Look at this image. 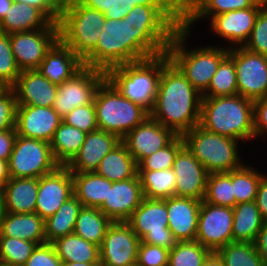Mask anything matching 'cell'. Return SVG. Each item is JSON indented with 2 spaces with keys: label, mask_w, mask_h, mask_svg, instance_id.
<instances>
[{
  "label": "cell",
  "mask_w": 267,
  "mask_h": 266,
  "mask_svg": "<svg viewBox=\"0 0 267 266\" xmlns=\"http://www.w3.org/2000/svg\"><path fill=\"white\" fill-rule=\"evenodd\" d=\"M96 47L84 66L107 72L112 67L167 52L181 26L179 0H113Z\"/></svg>",
  "instance_id": "obj_1"
},
{
  "label": "cell",
  "mask_w": 267,
  "mask_h": 266,
  "mask_svg": "<svg viewBox=\"0 0 267 266\" xmlns=\"http://www.w3.org/2000/svg\"><path fill=\"white\" fill-rule=\"evenodd\" d=\"M202 95L169 61L163 68L150 117L176 135L199 125Z\"/></svg>",
  "instance_id": "obj_2"
},
{
  "label": "cell",
  "mask_w": 267,
  "mask_h": 266,
  "mask_svg": "<svg viewBox=\"0 0 267 266\" xmlns=\"http://www.w3.org/2000/svg\"><path fill=\"white\" fill-rule=\"evenodd\" d=\"M113 0H64L59 39L83 60L97 45Z\"/></svg>",
  "instance_id": "obj_3"
},
{
  "label": "cell",
  "mask_w": 267,
  "mask_h": 266,
  "mask_svg": "<svg viewBox=\"0 0 267 266\" xmlns=\"http://www.w3.org/2000/svg\"><path fill=\"white\" fill-rule=\"evenodd\" d=\"M253 110L254 101L238 94L202 97L199 126L242 143L250 142L255 140Z\"/></svg>",
  "instance_id": "obj_4"
},
{
  "label": "cell",
  "mask_w": 267,
  "mask_h": 266,
  "mask_svg": "<svg viewBox=\"0 0 267 266\" xmlns=\"http://www.w3.org/2000/svg\"><path fill=\"white\" fill-rule=\"evenodd\" d=\"M191 35L182 25L174 33L168 46L169 60L181 71L191 85L202 95L208 88L221 61L228 55L225 45L187 46Z\"/></svg>",
  "instance_id": "obj_5"
},
{
  "label": "cell",
  "mask_w": 267,
  "mask_h": 266,
  "mask_svg": "<svg viewBox=\"0 0 267 266\" xmlns=\"http://www.w3.org/2000/svg\"><path fill=\"white\" fill-rule=\"evenodd\" d=\"M167 53L112 67L106 78L126 98L149 113L154 107L162 68L169 62Z\"/></svg>",
  "instance_id": "obj_6"
},
{
  "label": "cell",
  "mask_w": 267,
  "mask_h": 266,
  "mask_svg": "<svg viewBox=\"0 0 267 266\" xmlns=\"http://www.w3.org/2000/svg\"><path fill=\"white\" fill-rule=\"evenodd\" d=\"M94 104L98 129L121 140L150 116L145 108L124 97L107 78L98 87Z\"/></svg>",
  "instance_id": "obj_7"
},
{
  "label": "cell",
  "mask_w": 267,
  "mask_h": 266,
  "mask_svg": "<svg viewBox=\"0 0 267 266\" xmlns=\"http://www.w3.org/2000/svg\"><path fill=\"white\" fill-rule=\"evenodd\" d=\"M185 146L205 167L209 174L228 173L240 168L239 140L209 132L197 125L183 136Z\"/></svg>",
  "instance_id": "obj_8"
},
{
  "label": "cell",
  "mask_w": 267,
  "mask_h": 266,
  "mask_svg": "<svg viewBox=\"0 0 267 266\" xmlns=\"http://www.w3.org/2000/svg\"><path fill=\"white\" fill-rule=\"evenodd\" d=\"M127 223L142 243L171 250L178 242L168 228L166 199L143 198Z\"/></svg>",
  "instance_id": "obj_9"
},
{
  "label": "cell",
  "mask_w": 267,
  "mask_h": 266,
  "mask_svg": "<svg viewBox=\"0 0 267 266\" xmlns=\"http://www.w3.org/2000/svg\"><path fill=\"white\" fill-rule=\"evenodd\" d=\"M8 166L10 178H40L60 164L49 142L17 135Z\"/></svg>",
  "instance_id": "obj_10"
},
{
  "label": "cell",
  "mask_w": 267,
  "mask_h": 266,
  "mask_svg": "<svg viewBox=\"0 0 267 266\" xmlns=\"http://www.w3.org/2000/svg\"><path fill=\"white\" fill-rule=\"evenodd\" d=\"M106 79V72L83 66L70 79L58 86L53 108L63 118L74 108L94 101L96 91Z\"/></svg>",
  "instance_id": "obj_11"
},
{
  "label": "cell",
  "mask_w": 267,
  "mask_h": 266,
  "mask_svg": "<svg viewBox=\"0 0 267 266\" xmlns=\"http://www.w3.org/2000/svg\"><path fill=\"white\" fill-rule=\"evenodd\" d=\"M233 59L238 95L257 100L267 96V56L249 51L243 46L229 49Z\"/></svg>",
  "instance_id": "obj_12"
},
{
  "label": "cell",
  "mask_w": 267,
  "mask_h": 266,
  "mask_svg": "<svg viewBox=\"0 0 267 266\" xmlns=\"http://www.w3.org/2000/svg\"><path fill=\"white\" fill-rule=\"evenodd\" d=\"M233 208L209 204L202 200L195 241L211 252L233 242Z\"/></svg>",
  "instance_id": "obj_13"
},
{
  "label": "cell",
  "mask_w": 267,
  "mask_h": 266,
  "mask_svg": "<svg viewBox=\"0 0 267 266\" xmlns=\"http://www.w3.org/2000/svg\"><path fill=\"white\" fill-rule=\"evenodd\" d=\"M58 40L59 28H41L10 34L11 49L18 68L21 71L37 69Z\"/></svg>",
  "instance_id": "obj_14"
},
{
  "label": "cell",
  "mask_w": 267,
  "mask_h": 266,
  "mask_svg": "<svg viewBox=\"0 0 267 266\" xmlns=\"http://www.w3.org/2000/svg\"><path fill=\"white\" fill-rule=\"evenodd\" d=\"M139 237L127 222H113L99 246L103 266H133L137 263Z\"/></svg>",
  "instance_id": "obj_15"
},
{
  "label": "cell",
  "mask_w": 267,
  "mask_h": 266,
  "mask_svg": "<svg viewBox=\"0 0 267 266\" xmlns=\"http://www.w3.org/2000/svg\"><path fill=\"white\" fill-rule=\"evenodd\" d=\"M263 8L258 2L254 7L228 11L212 16L208 28L216 37L227 41V48L244 46L253 30L259 11Z\"/></svg>",
  "instance_id": "obj_16"
},
{
  "label": "cell",
  "mask_w": 267,
  "mask_h": 266,
  "mask_svg": "<svg viewBox=\"0 0 267 266\" xmlns=\"http://www.w3.org/2000/svg\"><path fill=\"white\" fill-rule=\"evenodd\" d=\"M73 195L72 173L66 166L60 165L53 172L38 178L35 213L45 221Z\"/></svg>",
  "instance_id": "obj_17"
},
{
  "label": "cell",
  "mask_w": 267,
  "mask_h": 266,
  "mask_svg": "<svg viewBox=\"0 0 267 266\" xmlns=\"http://www.w3.org/2000/svg\"><path fill=\"white\" fill-rule=\"evenodd\" d=\"M143 198L138 174L123 181L108 180L107 199L99 209L112 222H127Z\"/></svg>",
  "instance_id": "obj_18"
},
{
  "label": "cell",
  "mask_w": 267,
  "mask_h": 266,
  "mask_svg": "<svg viewBox=\"0 0 267 266\" xmlns=\"http://www.w3.org/2000/svg\"><path fill=\"white\" fill-rule=\"evenodd\" d=\"M62 121L53 107L18 105L15 130L21 137L50 143Z\"/></svg>",
  "instance_id": "obj_19"
},
{
  "label": "cell",
  "mask_w": 267,
  "mask_h": 266,
  "mask_svg": "<svg viewBox=\"0 0 267 266\" xmlns=\"http://www.w3.org/2000/svg\"><path fill=\"white\" fill-rule=\"evenodd\" d=\"M172 169L176 176V196L203 200L209 173L185 145L178 151Z\"/></svg>",
  "instance_id": "obj_20"
},
{
  "label": "cell",
  "mask_w": 267,
  "mask_h": 266,
  "mask_svg": "<svg viewBox=\"0 0 267 266\" xmlns=\"http://www.w3.org/2000/svg\"><path fill=\"white\" fill-rule=\"evenodd\" d=\"M177 135L150 116L121 141L138 164L143 158L167 146Z\"/></svg>",
  "instance_id": "obj_21"
},
{
  "label": "cell",
  "mask_w": 267,
  "mask_h": 266,
  "mask_svg": "<svg viewBox=\"0 0 267 266\" xmlns=\"http://www.w3.org/2000/svg\"><path fill=\"white\" fill-rule=\"evenodd\" d=\"M11 89L15 93L17 105L53 107L58 86L33 69L21 71Z\"/></svg>",
  "instance_id": "obj_22"
},
{
  "label": "cell",
  "mask_w": 267,
  "mask_h": 266,
  "mask_svg": "<svg viewBox=\"0 0 267 266\" xmlns=\"http://www.w3.org/2000/svg\"><path fill=\"white\" fill-rule=\"evenodd\" d=\"M120 142L116 135L100 129L89 132L81 149L66 167L71 173L95 172L102 158Z\"/></svg>",
  "instance_id": "obj_23"
},
{
  "label": "cell",
  "mask_w": 267,
  "mask_h": 266,
  "mask_svg": "<svg viewBox=\"0 0 267 266\" xmlns=\"http://www.w3.org/2000/svg\"><path fill=\"white\" fill-rule=\"evenodd\" d=\"M201 202L177 196L166 199L168 228L178 242L195 241Z\"/></svg>",
  "instance_id": "obj_24"
},
{
  "label": "cell",
  "mask_w": 267,
  "mask_h": 266,
  "mask_svg": "<svg viewBox=\"0 0 267 266\" xmlns=\"http://www.w3.org/2000/svg\"><path fill=\"white\" fill-rule=\"evenodd\" d=\"M83 66V61L59 39L46 53L37 70L52 84L59 86Z\"/></svg>",
  "instance_id": "obj_25"
},
{
  "label": "cell",
  "mask_w": 267,
  "mask_h": 266,
  "mask_svg": "<svg viewBox=\"0 0 267 266\" xmlns=\"http://www.w3.org/2000/svg\"><path fill=\"white\" fill-rule=\"evenodd\" d=\"M258 0H183L181 2V25L192 32L197 22L228 11L254 7ZM201 19V20H200Z\"/></svg>",
  "instance_id": "obj_26"
},
{
  "label": "cell",
  "mask_w": 267,
  "mask_h": 266,
  "mask_svg": "<svg viewBox=\"0 0 267 266\" xmlns=\"http://www.w3.org/2000/svg\"><path fill=\"white\" fill-rule=\"evenodd\" d=\"M41 28H59V24L53 23L40 9L15 1L0 22V31L7 34Z\"/></svg>",
  "instance_id": "obj_27"
},
{
  "label": "cell",
  "mask_w": 267,
  "mask_h": 266,
  "mask_svg": "<svg viewBox=\"0 0 267 266\" xmlns=\"http://www.w3.org/2000/svg\"><path fill=\"white\" fill-rule=\"evenodd\" d=\"M0 236L32 241L38 245L46 243L44 220L35 212H5L0 218Z\"/></svg>",
  "instance_id": "obj_28"
},
{
  "label": "cell",
  "mask_w": 267,
  "mask_h": 266,
  "mask_svg": "<svg viewBox=\"0 0 267 266\" xmlns=\"http://www.w3.org/2000/svg\"><path fill=\"white\" fill-rule=\"evenodd\" d=\"M2 191L5 212L23 214L35 212L38 178H10Z\"/></svg>",
  "instance_id": "obj_29"
},
{
  "label": "cell",
  "mask_w": 267,
  "mask_h": 266,
  "mask_svg": "<svg viewBox=\"0 0 267 266\" xmlns=\"http://www.w3.org/2000/svg\"><path fill=\"white\" fill-rule=\"evenodd\" d=\"M95 173L111 182L123 181L138 174V165L121 141L102 158Z\"/></svg>",
  "instance_id": "obj_30"
},
{
  "label": "cell",
  "mask_w": 267,
  "mask_h": 266,
  "mask_svg": "<svg viewBox=\"0 0 267 266\" xmlns=\"http://www.w3.org/2000/svg\"><path fill=\"white\" fill-rule=\"evenodd\" d=\"M264 220L256 202H245L233 207V242L254 243Z\"/></svg>",
  "instance_id": "obj_31"
},
{
  "label": "cell",
  "mask_w": 267,
  "mask_h": 266,
  "mask_svg": "<svg viewBox=\"0 0 267 266\" xmlns=\"http://www.w3.org/2000/svg\"><path fill=\"white\" fill-rule=\"evenodd\" d=\"M73 193L83 207L99 208L107 199L108 179L95 172L72 173Z\"/></svg>",
  "instance_id": "obj_32"
},
{
  "label": "cell",
  "mask_w": 267,
  "mask_h": 266,
  "mask_svg": "<svg viewBox=\"0 0 267 266\" xmlns=\"http://www.w3.org/2000/svg\"><path fill=\"white\" fill-rule=\"evenodd\" d=\"M52 245L62 262H100L99 246L75 233L56 239Z\"/></svg>",
  "instance_id": "obj_33"
},
{
  "label": "cell",
  "mask_w": 267,
  "mask_h": 266,
  "mask_svg": "<svg viewBox=\"0 0 267 266\" xmlns=\"http://www.w3.org/2000/svg\"><path fill=\"white\" fill-rule=\"evenodd\" d=\"M83 205L73 195L65 201L58 211L44 221L45 238L52 243L58 238L74 233L77 216Z\"/></svg>",
  "instance_id": "obj_34"
},
{
  "label": "cell",
  "mask_w": 267,
  "mask_h": 266,
  "mask_svg": "<svg viewBox=\"0 0 267 266\" xmlns=\"http://www.w3.org/2000/svg\"><path fill=\"white\" fill-rule=\"evenodd\" d=\"M86 132L61 122L50 142L53 155L61 166H66L83 145Z\"/></svg>",
  "instance_id": "obj_35"
},
{
  "label": "cell",
  "mask_w": 267,
  "mask_h": 266,
  "mask_svg": "<svg viewBox=\"0 0 267 266\" xmlns=\"http://www.w3.org/2000/svg\"><path fill=\"white\" fill-rule=\"evenodd\" d=\"M144 198L164 200L176 196V176L171 168L138 170Z\"/></svg>",
  "instance_id": "obj_36"
},
{
  "label": "cell",
  "mask_w": 267,
  "mask_h": 266,
  "mask_svg": "<svg viewBox=\"0 0 267 266\" xmlns=\"http://www.w3.org/2000/svg\"><path fill=\"white\" fill-rule=\"evenodd\" d=\"M112 223L99 208L82 207L76 219L74 233L100 246Z\"/></svg>",
  "instance_id": "obj_37"
},
{
  "label": "cell",
  "mask_w": 267,
  "mask_h": 266,
  "mask_svg": "<svg viewBox=\"0 0 267 266\" xmlns=\"http://www.w3.org/2000/svg\"><path fill=\"white\" fill-rule=\"evenodd\" d=\"M244 163L240 168L232 170V184L235 195V205L255 201L257 189L264 174L254 166Z\"/></svg>",
  "instance_id": "obj_38"
},
{
  "label": "cell",
  "mask_w": 267,
  "mask_h": 266,
  "mask_svg": "<svg viewBox=\"0 0 267 266\" xmlns=\"http://www.w3.org/2000/svg\"><path fill=\"white\" fill-rule=\"evenodd\" d=\"M237 94L238 88L234 61L227 55L218 66L202 97H223Z\"/></svg>",
  "instance_id": "obj_39"
},
{
  "label": "cell",
  "mask_w": 267,
  "mask_h": 266,
  "mask_svg": "<svg viewBox=\"0 0 267 266\" xmlns=\"http://www.w3.org/2000/svg\"><path fill=\"white\" fill-rule=\"evenodd\" d=\"M203 201L223 207L235 206L232 171L208 174Z\"/></svg>",
  "instance_id": "obj_40"
},
{
  "label": "cell",
  "mask_w": 267,
  "mask_h": 266,
  "mask_svg": "<svg viewBox=\"0 0 267 266\" xmlns=\"http://www.w3.org/2000/svg\"><path fill=\"white\" fill-rule=\"evenodd\" d=\"M216 253L224 266H263L254 243L232 242Z\"/></svg>",
  "instance_id": "obj_41"
},
{
  "label": "cell",
  "mask_w": 267,
  "mask_h": 266,
  "mask_svg": "<svg viewBox=\"0 0 267 266\" xmlns=\"http://www.w3.org/2000/svg\"><path fill=\"white\" fill-rule=\"evenodd\" d=\"M211 253L197 241L177 242L176 246L169 250L168 266H203Z\"/></svg>",
  "instance_id": "obj_42"
},
{
  "label": "cell",
  "mask_w": 267,
  "mask_h": 266,
  "mask_svg": "<svg viewBox=\"0 0 267 266\" xmlns=\"http://www.w3.org/2000/svg\"><path fill=\"white\" fill-rule=\"evenodd\" d=\"M38 244L19 238L0 236V261L23 266Z\"/></svg>",
  "instance_id": "obj_43"
},
{
  "label": "cell",
  "mask_w": 267,
  "mask_h": 266,
  "mask_svg": "<svg viewBox=\"0 0 267 266\" xmlns=\"http://www.w3.org/2000/svg\"><path fill=\"white\" fill-rule=\"evenodd\" d=\"M184 139L177 135L167 146L143 158L137 165L138 170H164L171 168L178 151L184 146Z\"/></svg>",
  "instance_id": "obj_44"
},
{
  "label": "cell",
  "mask_w": 267,
  "mask_h": 266,
  "mask_svg": "<svg viewBox=\"0 0 267 266\" xmlns=\"http://www.w3.org/2000/svg\"><path fill=\"white\" fill-rule=\"evenodd\" d=\"M20 72L11 49L10 34L0 31V82L11 88Z\"/></svg>",
  "instance_id": "obj_45"
},
{
  "label": "cell",
  "mask_w": 267,
  "mask_h": 266,
  "mask_svg": "<svg viewBox=\"0 0 267 266\" xmlns=\"http://www.w3.org/2000/svg\"><path fill=\"white\" fill-rule=\"evenodd\" d=\"M62 120L66 124L86 133L98 130L94 101L87 105L74 108Z\"/></svg>",
  "instance_id": "obj_46"
},
{
  "label": "cell",
  "mask_w": 267,
  "mask_h": 266,
  "mask_svg": "<svg viewBox=\"0 0 267 266\" xmlns=\"http://www.w3.org/2000/svg\"><path fill=\"white\" fill-rule=\"evenodd\" d=\"M243 47L267 56V8L263 7L259 11L250 37Z\"/></svg>",
  "instance_id": "obj_47"
},
{
  "label": "cell",
  "mask_w": 267,
  "mask_h": 266,
  "mask_svg": "<svg viewBox=\"0 0 267 266\" xmlns=\"http://www.w3.org/2000/svg\"><path fill=\"white\" fill-rule=\"evenodd\" d=\"M169 250L147 243H139L137 266H168Z\"/></svg>",
  "instance_id": "obj_48"
},
{
  "label": "cell",
  "mask_w": 267,
  "mask_h": 266,
  "mask_svg": "<svg viewBox=\"0 0 267 266\" xmlns=\"http://www.w3.org/2000/svg\"><path fill=\"white\" fill-rule=\"evenodd\" d=\"M17 106L15 93L9 88L0 96V131L15 130Z\"/></svg>",
  "instance_id": "obj_49"
},
{
  "label": "cell",
  "mask_w": 267,
  "mask_h": 266,
  "mask_svg": "<svg viewBox=\"0 0 267 266\" xmlns=\"http://www.w3.org/2000/svg\"><path fill=\"white\" fill-rule=\"evenodd\" d=\"M61 264L62 261L52 243L46 242L35 247L23 266H61Z\"/></svg>",
  "instance_id": "obj_50"
},
{
  "label": "cell",
  "mask_w": 267,
  "mask_h": 266,
  "mask_svg": "<svg viewBox=\"0 0 267 266\" xmlns=\"http://www.w3.org/2000/svg\"><path fill=\"white\" fill-rule=\"evenodd\" d=\"M40 9L53 23H59L64 0H14Z\"/></svg>",
  "instance_id": "obj_51"
},
{
  "label": "cell",
  "mask_w": 267,
  "mask_h": 266,
  "mask_svg": "<svg viewBox=\"0 0 267 266\" xmlns=\"http://www.w3.org/2000/svg\"><path fill=\"white\" fill-rule=\"evenodd\" d=\"M254 134L257 138L267 136V96L254 100ZM257 137V138H256Z\"/></svg>",
  "instance_id": "obj_52"
},
{
  "label": "cell",
  "mask_w": 267,
  "mask_h": 266,
  "mask_svg": "<svg viewBox=\"0 0 267 266\" xmlns=\"http://www.w3.org/2000/svg\"><path fill=\"white\" fill-rule=\"evenodd\" d=\"M16 137V130L0 131V159L9 161Z\"/></svg>",
  "instance_id": "obj_53"
},
{
  "label": "cell",
  "mask_w": 267,
  "mask_h": 266,
  "mask_svg": "<svg viewBox=\"0 0 267 266\" xmlns=\"http://www.w3.org/2000/svg\"><path fill=\"white\" fill-rule=\"evenodd\" d=\"M255 202L263 220L267 222V174L265 172L259 182Z\"/></svg>",
  "instance_id": "obj_54"
},
{
  "label": "cell",
  "mask_w": 267,
  "mask_h": 266,
  "mask_svg": "<svg viewBox=\"0 0 267 266\" xmlns=\"http://www.w3.org/2000/svg\"><path fill=\"white\" fill-rule=\"evenodd\" d=\"M263 266H267V222H264L254 242Z\"/></svg>",
  "instance_id": "obj_55"
},
{
  "label": "cell",
  "mask_w": 267,
  "mask_h": 266,
  "mask_svg": "<svg viewBox=\"0 0 267 266\" xmlns=\"http://www.w3.org/2000/svg\"><path fill=\"white\" fill-rule=\"evenodd\" d=\"M10 179L8 161L0 159V188Z\"/></svg>",
  "instance_id": "obj_56"
},
{
  "label": "cell",
  "mask_w": 267,
  "mask_h": 266,
  "mask_svg": "<svg viewBox=\"0 0 267 266\" xmlns=\"http://www.w3.org/2000/svg\"><path fill=\"white\" fill-rule=\"evenodd\" d=\"M203 266H224V263L217 253L212 252L204 261Z\"/></svg>",
  "instance_id": "obj_57"
},
{
  "label": "cell",
  "mask_w": 267,
  "mask_h": 266,
  "mask_svg": "<svg viewBox=\"0 0 267 266\" xmlns=\"http://www.w3.org/2000/svg\"><path fill=\"white\" fill-rule=\"evenodd\" d=\"M13 2L14 0H0V22L5 18Z\"/></svg>",
  "instance_id": "obj_58"
},
{
  "label": "cell",
  "mask_w": 267,
  "mask_h": 266,
  "mask_svg": "<svg viewBox=\"0 0 267 266\" xmlns=\"http://www.w3.org/2000/svg\"><path fill=\"white\" fill-rule=\"evenodd\" d=\"M100 262H62L61 266H99Z\"/></svg>",
  "instance_id": "obj_59"
},
{
  "label": "cell",
  "mask_w": 267,
  "mask_h": 266,
  "mask_svg": "<svg viewBox=\"0 0 267 266\" xmlns=\"http://www.w3.org/2000/svg\"><path fill=\"white\" fill-rule=\"evenodd\" d=\"M5 214V208H4V196L2 188H0V218Z\"/></svg>",
  "instance_id": "obj_60"
},
{
  "label": "cell",
  "mask_w": 267,
  "mask_h": 266,
  "mask_svg": "<svg viewBox=\"0 0 267 266\" xmlns=\"http://www.w3.org/2000/svg\"><path fill=\"white\" fill-rule=\"evenodd\" d=\"M9 88L0 82V96H2Z\"/></svg>",
  "instance_id": "obj_61"
},
{
  "label": "cell",
  "mask_w": 267,
  "mask_h": 266,
  "mask_svg": "<svg viewBox=\"0 0 267 266\" xmlns=\"http://www.w3.org/2000/svg\"><path fill=\"white\" fill-rule=\"evenodd\" d=\"M264 8H267V0H258Z\"/></svg>",
  "instance_id": "obj_62"
},
{
  "label": "cell",
  "mask_w": 267,
  "mask_h": 266,
  "mask_svg": "<svg viewBox=\"0 0 267 266\" xmlns=\"http://www.w3.org/2000/svg\"><path fill=\"white\" fill-rule=\"evenodd\" d=\"M0 266H14V265L7 264V263H4V262H1V261H0Z\"/></svg>",
  "instance_id": "obj_63"
}]
</instances>
